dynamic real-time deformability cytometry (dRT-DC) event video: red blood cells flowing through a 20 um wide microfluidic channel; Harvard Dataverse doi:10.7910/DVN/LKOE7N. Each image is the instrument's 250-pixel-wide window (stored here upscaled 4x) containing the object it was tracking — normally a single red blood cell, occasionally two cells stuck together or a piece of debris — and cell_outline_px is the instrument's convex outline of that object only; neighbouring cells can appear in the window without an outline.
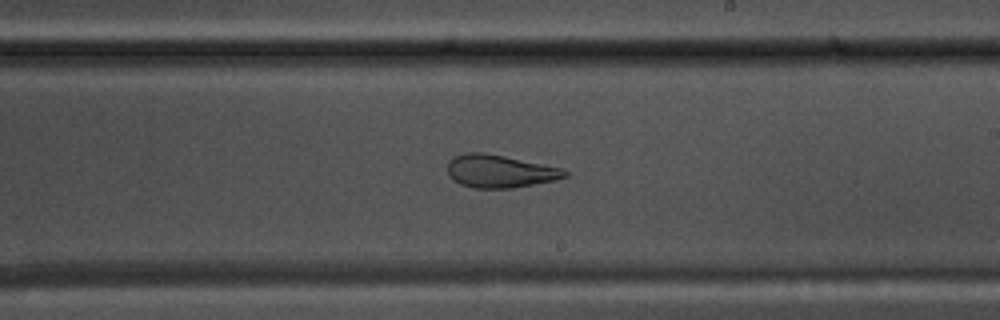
{"species": "common noctule bat (a hibernating species)", "species_latin": "Nyctalus noctula", "temperature_condition": "warm", "stored_images_in_passage": 55, "camera_frame_rate_fps": 3000, "um_per_image_px": 0.085, "animal": {"sex": "male", "body_mass_g": 17.5, "forearm_length_mm": 52.3}, "frame": {"image": 1, "passage_image": 32, "time_ms": 10.333, "image_size_px": [1000, 320], "cell_outline_px": [[568, 176], [556, 180], [512, 188], [472, 188], [460, 184], [452, 180], [448, 172], [448, 160], [456, 156], [468, 152], [484, 152], [504, 156], [560, 168], [568, 172]], "centroid_in_image_um": [42.45, 14.56], "position_along_channel_um": 246.5, "area_um2": 22.31}}
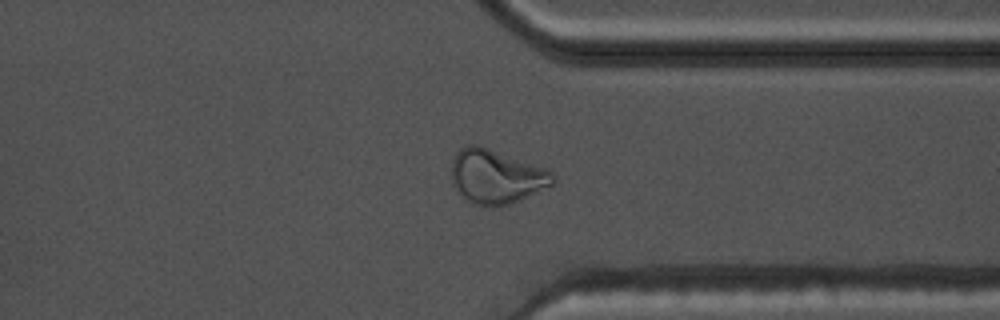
{"frame": {"image": 2, "passage_image": 42, "time_ms": 13.667, "image_size_px": [1000, 320], "cell_outline_px": [[556, 180], [552, 184], [520, 200], [496, 208], [492, 208], [472, 204], [464, 200], [452, 184], [452, 160], [456, 152], [460, 148], [468, 144], [480, 144], [548, 168], [556, 176]], "centroid_in_image_um": [42.17, 15.0], "position_along_channel_um": 369.2, "area_um2": 32.77}}
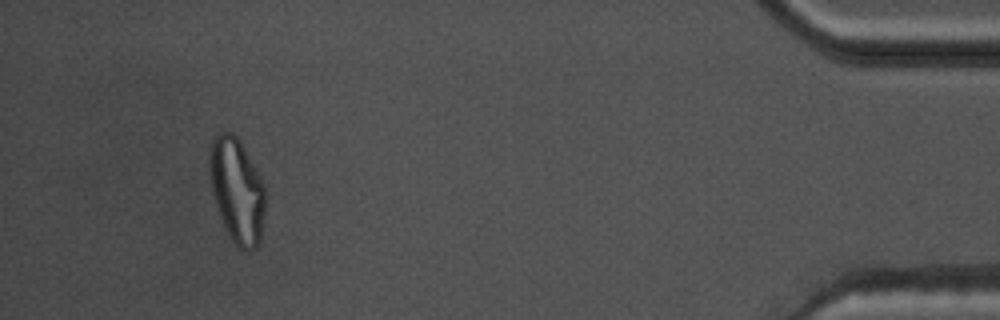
{"frame": {"image": 3, "passage_image": 51, "time_ms": 16.667, "image_size_px": [1000, 320], "cell_outline_px": [[264, 212], [260, 240], [256, 248], [252, 252], [244, 252], [228, 236], [220, 216], [216, 204], [212, 188], [212, 140], [220, 132], [232, 132], [240, 140], [264, 184]], "centroid_in_image_um": [20.19, 16.26], "position_along_channel_um": 415.0, "area_um2": 33.12}, "authors_computed_cell_mechanics": {"area_um2": 29.0734, "velocity_mm_per_s": 3.7098, "shape_relaxation_time_tau1_ms": null, "shape_relaxation_time_tau2_ms": 1.8723, "deformation_change_tau1": null, "deformation_change_tau2": 0.0964}}